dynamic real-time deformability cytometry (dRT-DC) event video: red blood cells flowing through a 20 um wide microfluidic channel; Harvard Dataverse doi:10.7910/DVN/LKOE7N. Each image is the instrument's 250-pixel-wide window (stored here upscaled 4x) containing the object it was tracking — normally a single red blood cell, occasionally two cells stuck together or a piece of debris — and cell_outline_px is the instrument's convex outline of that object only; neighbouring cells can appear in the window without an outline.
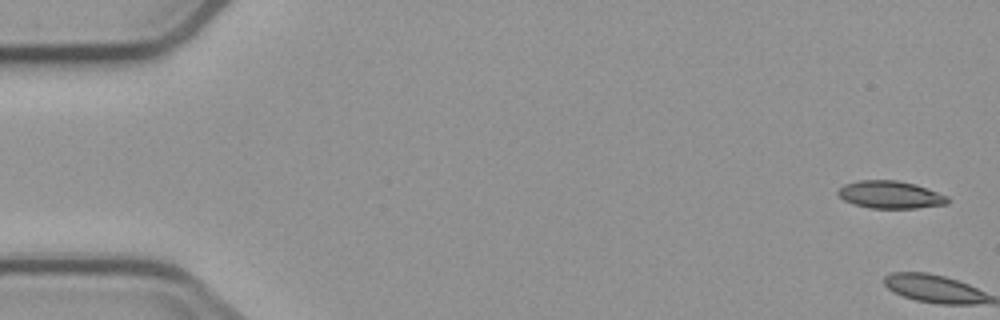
{"species": "common noctule bat (a hibernating species)", "species_latin": "Nyctalus noctula", "temperature_condition": "cold", "stored_images_in_passage": 8, "camera_frame_rate_fps": 3000, "um_per_image_px": 0.085, "animal": {"sex": "male", "body_mass_g": 23.1, "forearm_length_mm": 52.7}, "frame": {"image": 1, "passage_image": 1, "time_ms": 0.0, "image_size_px": [1000, 320], "cell_outline_px": [[948, 204], [916, 208], [872, 208], [856, 204], [844, 200], [836, 192], [844, 184], [860, 180], [896, 180], [916, 184], [948, 196]], "centroid_in_image_um": [75.69, 16.54], "position_along_channel_um": 9.3, "area_um2": 17.46}}
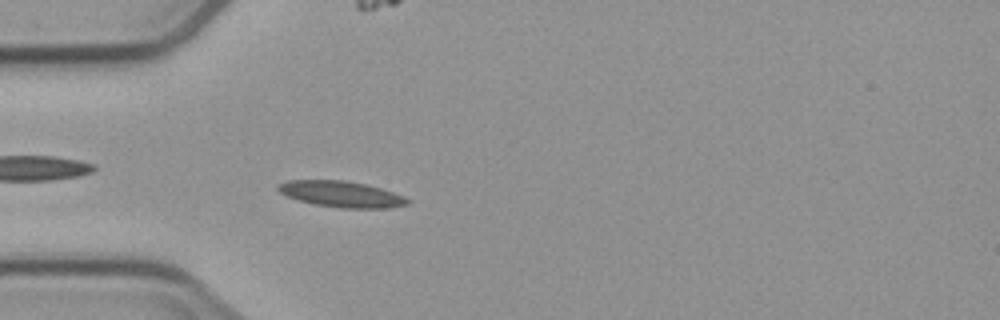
{"frame": {"image": 2, "passage_image": 5, "time_ms": 5.667, "image_size_px": [1000, 320], "cell_outline_px": [[412, 200], [408, 204], [392, 208], [340, 208], [316, 204], [300, 200], [288, 196], [280, 192], [276, 188], [276, 184], [288, 180], [344, 180], [364, 184], [380, 188], [404, 196]], "centroid_in_image_um": [29.03, 16.5], "position_along_channel_um": 56.0, "area_um2": 19.59}}